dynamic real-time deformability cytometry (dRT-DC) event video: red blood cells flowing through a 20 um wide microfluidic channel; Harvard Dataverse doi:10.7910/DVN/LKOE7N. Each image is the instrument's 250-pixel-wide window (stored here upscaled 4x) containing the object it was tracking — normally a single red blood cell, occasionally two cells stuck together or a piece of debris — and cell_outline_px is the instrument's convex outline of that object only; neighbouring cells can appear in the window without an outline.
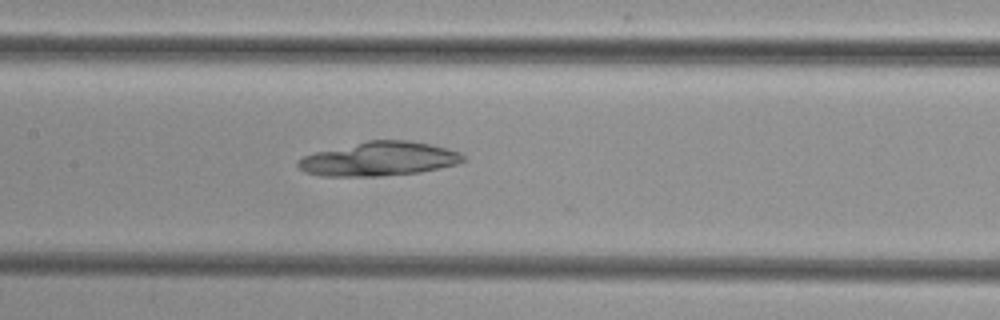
{"species": "common noctule bat (a hibernating species)", "species_latin": "Nyctalus noctula", "temperature_condition": "cold", "stored_images_in_passage": 30, "camera_frame_rate_fps": 3000, "um_per_image_px": 0.085, "animal": {"sex": "female", "body_mass_g": 29.2, "forearm_length_mm": 56.3}, "frame": {"image": 1, "passage_image": 25, "time_ms": 8.0, "image_size_px": [1000, 320], "cell_outline_px": [[464, 160], [456, 164], [440, 168], [420, 172], [380, 176], [320, 176], [304, 172], [296, 164], [296, 160], [312, 152], [368, 140], [408, 140], [448, 148], [460, 152], [464, 156]], "centroid_in_image_um": [32.17, 13.5], "position_along_channel_um": 175.2, "area_um2": 32.89}}
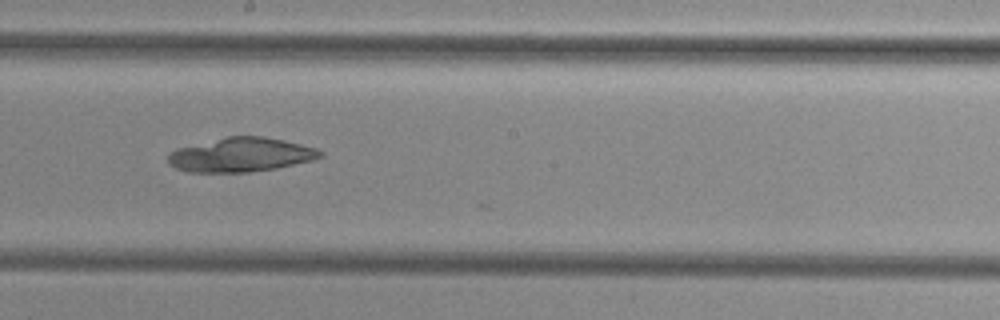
{"frame": {"image": 2, "passage_image": 29, "time_ms": 9.333, "image_size_px": [1000, 320], "cell_outline_px": [[324, 156], [312, 160], [276, 168], [248, 172], [188, 172], [176, 168], [168, 164], [168, 156], [176, 148], [228, 136], [260, 136], [284, 140], [316, 148], [324, 152]], "centroid_in_image_um": [20.48, 13.16], "position_along_channel_um": 227.7, "area_um2": 30.17}}